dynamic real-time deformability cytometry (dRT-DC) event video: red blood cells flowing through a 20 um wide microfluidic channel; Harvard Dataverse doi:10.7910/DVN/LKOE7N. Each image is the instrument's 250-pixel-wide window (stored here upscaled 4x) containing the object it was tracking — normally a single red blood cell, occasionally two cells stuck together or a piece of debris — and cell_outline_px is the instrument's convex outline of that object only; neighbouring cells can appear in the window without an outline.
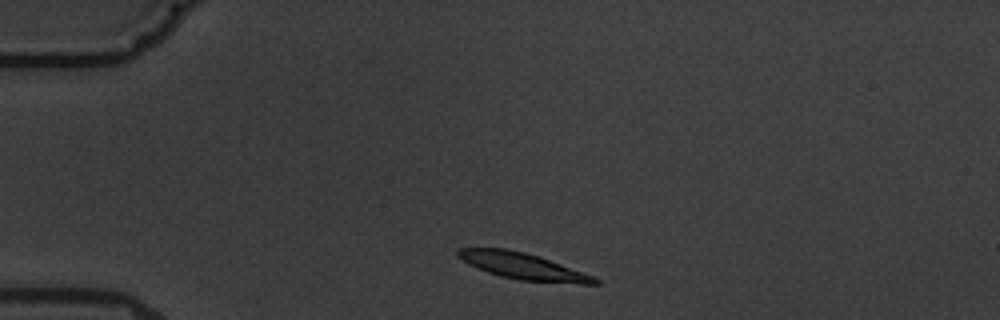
{"species": "common noctule bat (a hibernating species)", "species_latin": "Nyctalus noctula", "temperature_condition": "warm", "stored_images_in_passage": 2, "camera_frame_rate_fps": 3000, "um_per_image_px": 0.085, "animal": {"sex": "male", "body_mass_g": 19.5, "forearm_length_mm": 54.6}, "frame": {"image": 1, "passage_image": 1, "time_ms": 0.0, "image_size_px": [1000, 320], "cell_outline_px": [[600, 284], [580, 284], [520, 280], [500, 276], [476, 268], [468, 264], [456, 256], [456, 248], [508, 248], [524, 252], [596, 276], [600, 280]], "centroid_in_image_um": [44.43, 22.63], "position_along_channel_um": 40.6, "area_um2": 21.1}}